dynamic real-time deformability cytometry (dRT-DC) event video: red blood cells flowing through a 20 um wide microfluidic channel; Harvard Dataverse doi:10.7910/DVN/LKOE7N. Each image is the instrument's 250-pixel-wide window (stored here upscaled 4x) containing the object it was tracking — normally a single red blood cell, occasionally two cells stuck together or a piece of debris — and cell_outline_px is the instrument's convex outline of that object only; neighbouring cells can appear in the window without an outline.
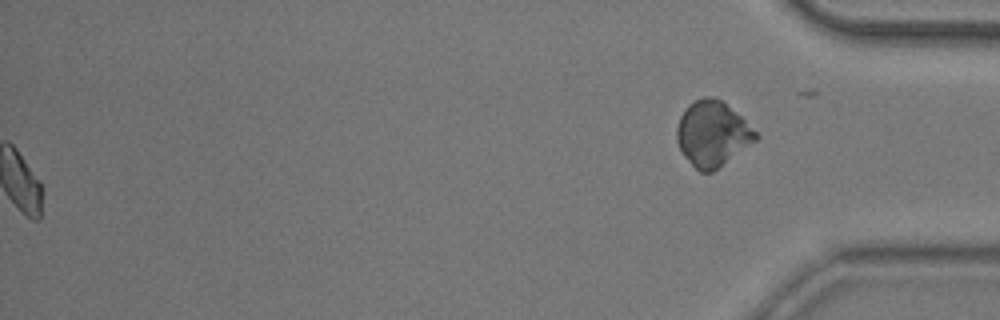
{"species": "common noctule bat (a hibernating species)", "species_latin": "Nyctalus noctula", "temperature_condition": "room temperature", "stored_images_in_passage": 55, "segment_of_instrument_passage": [2, 2], "camera_frame_rate_fps": 3000, "um_per_image_px": 0.085, "animal": {"sex": "male", "body_mass_g": 20.5, "forearm_length_mm": 52.5}, "frame": {"image": 1, "passage_image": 55, "time_ms": 18.0, "image_size_px": [1000, 320], "cell_outline_px": [[760, 136], [756, 140], [712, 172], [700, 172], [684, 156], [676, 140], [676, 128], [680, 116], [688, 104], [704, 96], [712, 96], [720, 100], [740, 116]], "centroid_in_image_um": [60.52, 11.36], "position_along_channel_um": 374.7, "area_um2": 29.54}}